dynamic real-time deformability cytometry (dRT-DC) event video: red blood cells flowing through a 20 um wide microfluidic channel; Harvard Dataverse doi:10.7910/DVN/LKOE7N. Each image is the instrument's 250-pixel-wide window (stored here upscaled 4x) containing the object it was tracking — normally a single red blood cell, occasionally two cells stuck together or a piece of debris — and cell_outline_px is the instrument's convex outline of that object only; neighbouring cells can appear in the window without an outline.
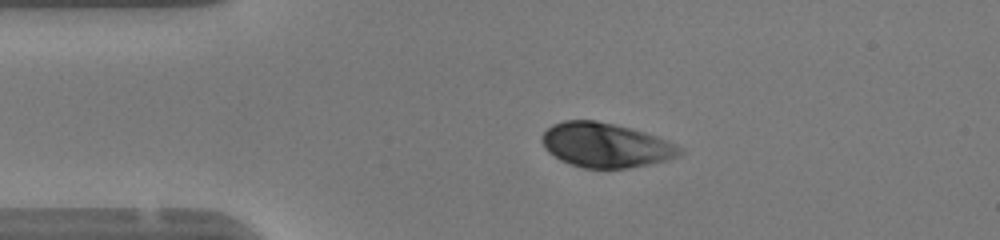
{"species": "human", "species_latin": "Homo sapiens", "temperature_condition": "warm", "stored_images_in_passage": 47, "camera_frame_rate_fps": 3000, "um_per_image_px": 0.085, "donor": {"sex": "female"}, "frame": {"image": 1, "passage_image": 9, "time_ms": 2.667, "image_size_px": [1000, 240], "cell_outline_px": [[680, 152], [676, 156], [668, 160], [628, 168], [584, 168], [568, 164], [560, 160], [548, 152], [544, 148], [540, 140], [540, 136], [552, 124], [564, 120], [596, 120], [644, 132], [656, 136], [680, 148]], "centroid_in_image_um": [51.38, 12.34], "position_along_channel_um": 33.6, "area_um2": 35.43}}
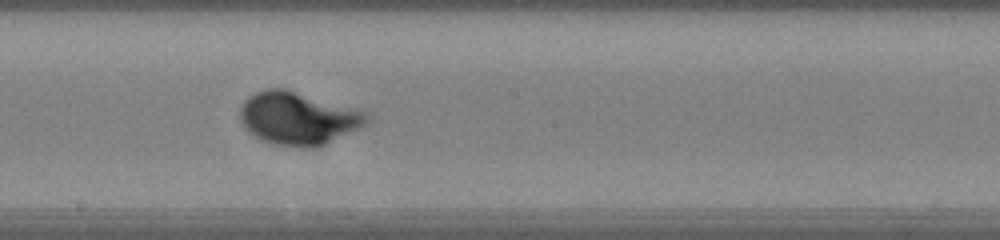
{"frame": {"image": 2, "passage_image": 25, "time_ms": 8.0, "image_size_px": [1000, 240], "cell_outline_px": [[368, 120], [360, 128], [316, 148], [300, 148], [272, 144], [260, 140], [248, 132], [240, 120], [240, 108], [244, 100], [248, 96], [256, 92], [268, 88], [288, 88], [364, 112], [368, 116]], "centroid_in_image_um": [25.27, 10.07], "position_along_channel_um": 222.9, "area_um2": 39.07}}
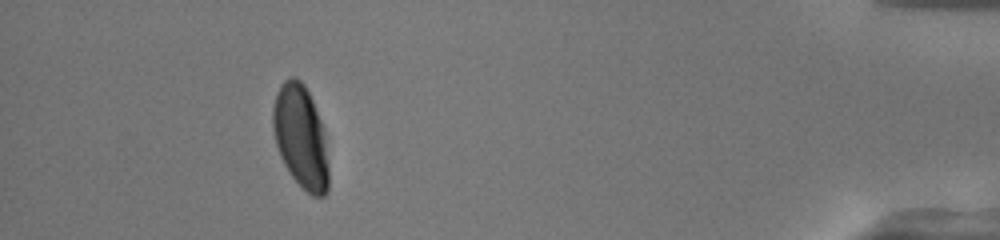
{"frame": {"image": 3, "passage_image": 43, "time_ms": 14.0, "image_size_px": [1000, 240], "cell_outline_px": [[328, 192], [324, 196], [312, 196], [288, 172], [280, 156], [276, 144], [272, 128], [272, 108], [276, 92], [280, 84], [288, 76], [292, 76], [300, 80], [304, 84], [312, 100], [324, 128], [328, 164]], "centroid_in_image_um": [25.55, 11.6], "position_along_channel_um": 409.7, "area_um2": 33.7}, "authors_computed_cell_mechanics": {"area_um2": 36.5874, "velocity_mm_per_s": 4.1971, "shape_relaxation_time_tau1_ms": 2.7981, "shape_relaxation_time_tau2_ms": null, "deformation_change_tau1": 0.1936, "deformation_change_tau2": null}}